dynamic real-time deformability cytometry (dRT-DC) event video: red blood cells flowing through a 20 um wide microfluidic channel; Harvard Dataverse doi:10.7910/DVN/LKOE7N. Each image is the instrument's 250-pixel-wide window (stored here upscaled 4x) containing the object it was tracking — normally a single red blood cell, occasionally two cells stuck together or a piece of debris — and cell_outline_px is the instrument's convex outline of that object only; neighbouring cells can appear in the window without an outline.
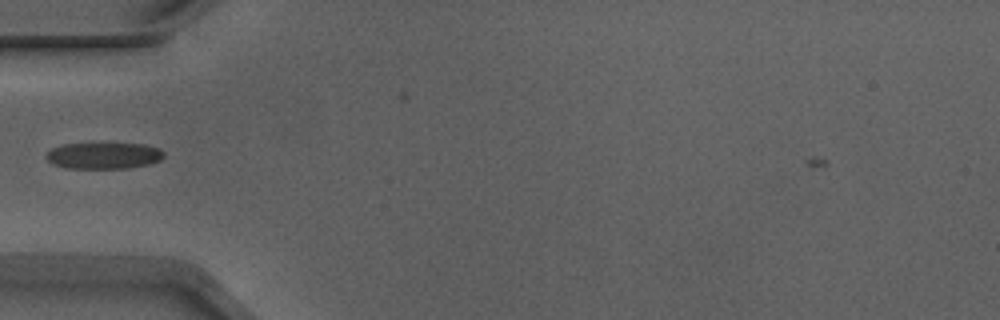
{"species": "Egyptian fruit bat (a non-hibernating species)", "species_latin": "Rousettus aegyptiacus", "temperature_condition": "warm", "stored_images_in_passage": 27, "camera_frame_rate_fps": 3000, "um_per_image_px": 0.085, "animal": {"sex": "male"}, "frame": {"image": 1, "passage_image": 3, "time_ms": 0.667, "image_size_px": [1000, 320], "cell_outline_px": [[164, 156], [160, 160], [148, 164], [128, 168], [68, 168], [52, 164], [44, 156], [52, 148], [64, 144], [144, 144], [160, 148], [164, 152]], "centroid_in_image_um": [8.82, 13.23], "position_along_channel_um": 76.2, "area_um2": 17.98}}
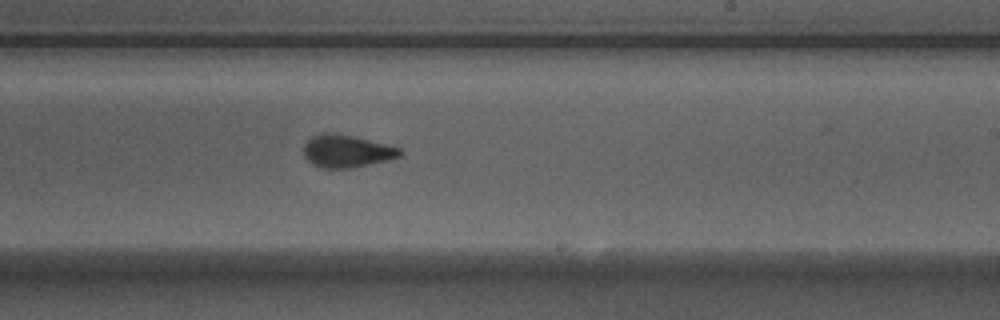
{"frame": {"image": 2, "passage_image": 17, "time_ms": 5.333, "image_size_px": [1000, 320], "cell_outline_px": [[404, 152], [400, 156], [388, 160], [352, 168], [320, 168], [312, 164], [304, 156], [304, 144], [312, 136], [320, 132], [332, 132], [352, 136], [400, 148]], "centroid_in_image_um": [29.44, 12.85], "position_along_channel_um": 259.6, "area_um2": 18.26}}
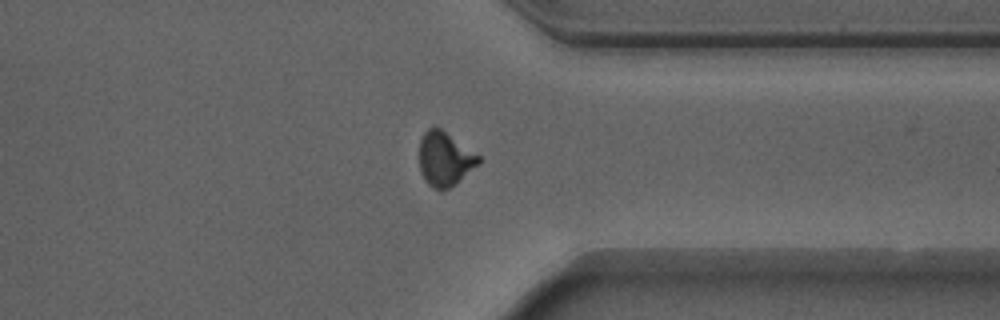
{"frame": {"image": 3, "passage_image": 26, "time_ms": 8.333, "image_size_px": [1000, 320], "cell_outline_px": [[480, 164], [456, 184], [440, 192], [428, 184], [420, 172], [420, 140], [424, 132], [428, 128], [440, 128], [480, 156]], "centroid_in_image_um": [37.82, 13.54], "position_along_channel_um": 373.6, "area_um2": 18.67}}